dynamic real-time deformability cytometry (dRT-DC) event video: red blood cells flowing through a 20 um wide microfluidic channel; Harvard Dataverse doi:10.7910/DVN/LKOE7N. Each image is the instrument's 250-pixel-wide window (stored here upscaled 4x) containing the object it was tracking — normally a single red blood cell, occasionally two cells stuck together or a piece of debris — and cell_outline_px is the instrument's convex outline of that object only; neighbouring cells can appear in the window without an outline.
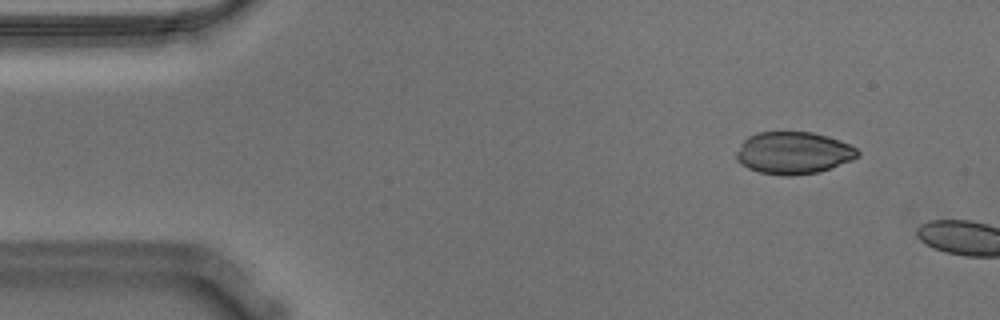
{"species": "Egyptian fruit bat (a non-hibernating species)", "species_latin": "Rousettus aegyptiacus", "temperature_condition": "warm", "stored_images_in_passage": 4, "camera_frame_rate_fps": 3000, "um_per_image_px": 0.085, "animal": {"sex": "male"}, "frame": {"image": 1, "passage_image": 2, "time_ms": 0.333, "image_size_px": [1000, 320], "cell_outline_px": [[860, 156], [852, 160], [816, 172], [788, 176], [784, 176], [760, 172], [748, 168], [740, 164], [736, 160], [736, 152], [740, 144], [748, 136], [756, 132], [812, 132], [828, 136], [840, 140], [856, 148], [860, 152]], "centroid_in_image_um": [67.41, 12.98], "position_along_channel_um": 17.6, "area_um2": 29.82}}